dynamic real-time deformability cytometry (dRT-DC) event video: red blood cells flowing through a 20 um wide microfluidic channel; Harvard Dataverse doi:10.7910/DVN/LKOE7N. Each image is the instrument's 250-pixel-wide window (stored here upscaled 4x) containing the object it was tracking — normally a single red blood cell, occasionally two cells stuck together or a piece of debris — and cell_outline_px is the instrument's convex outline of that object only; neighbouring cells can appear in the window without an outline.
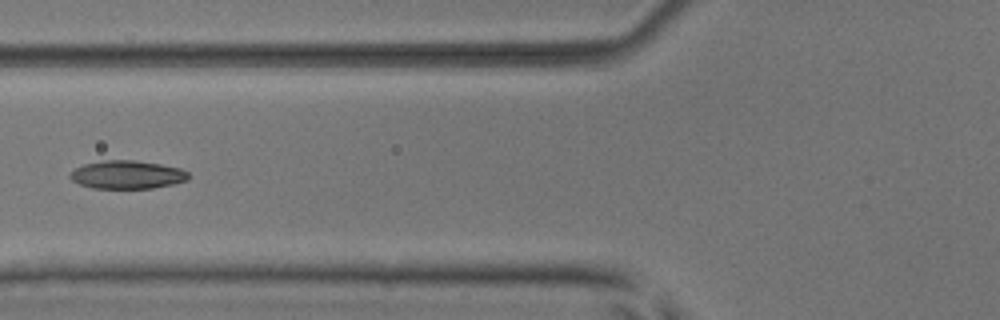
{"species": "common noctule bat (a hibernating species)", "species_latin": "Nyctalus noctula", "temperature_condition": "room temperature", "stored_images_in_passage": 8, "camera_frame_rate_fps": 3000, "um_per_image_px": 0.085, "animal": {"sex": "male", "body_mass_g": 17.9, "forearm_length_mm": 54.2}, "frame": {"image": 1, "passage_image": 6, "time_ms": 6.0, "image_size_px": [1000, 320], "cell_outline_px": [[188, 180], [172, 184], [152, 188], [92, 188], [80, 184], [72, 180], [68, 176], [76, 168], [84, 164], [104, 160], [132, 160], [160, 164], [180, 168], [188, 172]], "centroid_in_image_um": [10.8, 14.85], "position_along_channel_um": 115.0, "area_um2": 19.31}}
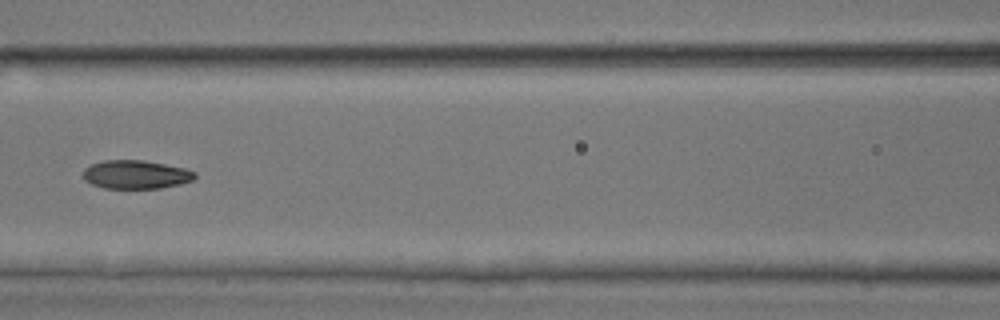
{"frame": {"image": 2, "passage_image": 7, "time_ms": 7.0, "image_size_px": [1000, 320], "cell_outline_px": [[196, 176], [192, 180], [180, 184], [160, 188], [104, 188], [92, 184], [84, 180], [84, 168], [92, 164], [104, 160], [144, 160], [184, 168], [196, 172]], "centroid_in_image_um": [11.55, 14.83], "position_along_channel_um": 155.1, "area_um2": 18.5}}
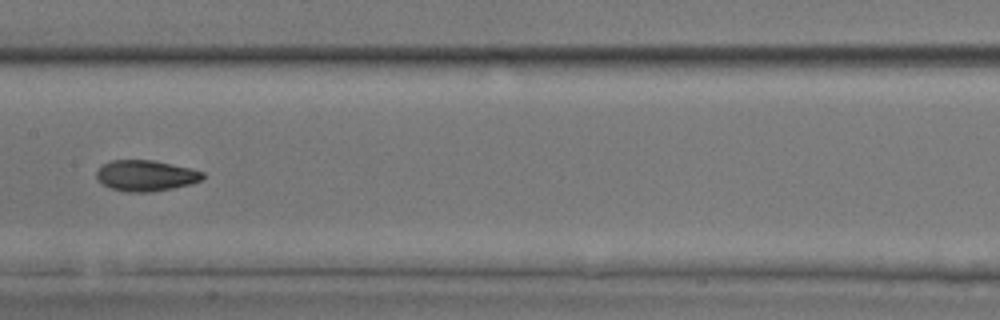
{"frame": {"image": 3, "passage_image": 8, "time_ms": 8.0, "image_size_px": [1000, 320], "cell_outline_px": [[204, 176], [200, 180], [188, 184], [172, 188], [152, 192], [128, 192], [108, 188], [96, 180], [96, 172], [104, 164], [112, 160], [152, 160], [192, 168], [204, 172]], "centroid_in_image_um": [12.36, 14.93], "position_along_channel_um": 195.0, "area_um2": 19.13}}